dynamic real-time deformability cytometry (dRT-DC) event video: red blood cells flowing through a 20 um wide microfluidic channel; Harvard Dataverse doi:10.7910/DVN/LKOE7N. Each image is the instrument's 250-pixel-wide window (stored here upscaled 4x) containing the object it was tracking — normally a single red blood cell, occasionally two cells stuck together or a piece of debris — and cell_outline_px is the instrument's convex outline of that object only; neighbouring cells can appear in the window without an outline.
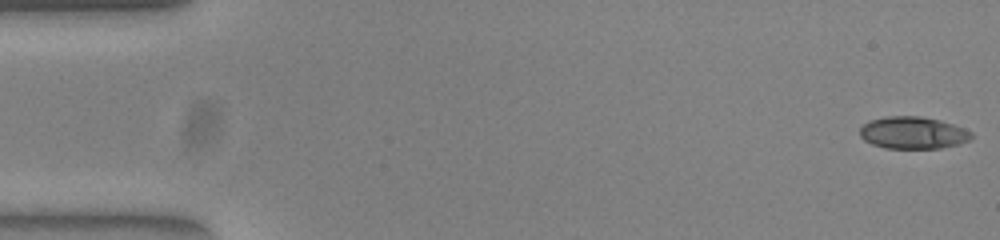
{"species": "common noctule bat (a hibernating species)", "species_latin": "Nyctalus noctula", "temperature_condition": "warm", "stored_images_in_passage": 16, "camera_frame_rate_fps": 3000, "um_per_image_px": 0.085, "animal": {"sex": "female", "body_mass_g": 23.0, "forearm_length_mm": 53.4}, "frame": {"image": 1, "passage_image": 1, "time_ms": 0.0, "image_size_px": [1000, 240], "cell_outline_px": [[972, 136], [968, 140], [960, 144], [940, 148], [884, 148], [872, 144], [864, 140], [860, 136], [860, 128], [868, 120], [884, 116], [920, 116], [940, 120], [964, 128], [972, 132]], "centroid_in_image_um": [77.58, 11.28], "position_along_channel_um": 7.4, "area_um2": 20.98}}
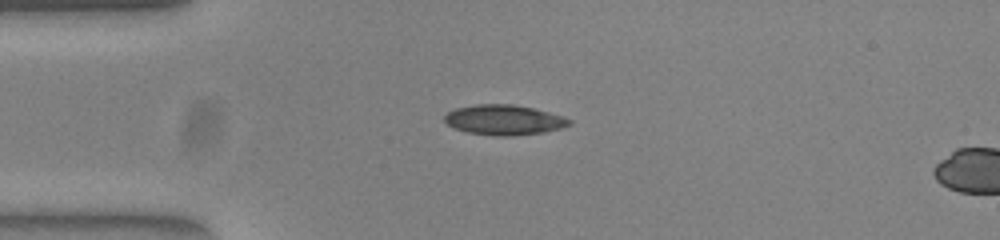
{"frame": {"image": 2, "passage_image": 13, "time_ms": 4.0, "image_size_px": [1000, 240], "cell_outline_px": [[572, 124], [560, 128], [544, 132], [512, 136], [500, 136], [468, 132], [456, 128], [448, 124], [444, 120], [444, 116], [448, 112], [456, 108], [476, 104], [512, 104], [532, 108], [564, 116], [572, 120]], "centroid_in_image_um": [42.87, 10.19], "position_along_channel_um": 42.1, "area_um2": 21.73}}